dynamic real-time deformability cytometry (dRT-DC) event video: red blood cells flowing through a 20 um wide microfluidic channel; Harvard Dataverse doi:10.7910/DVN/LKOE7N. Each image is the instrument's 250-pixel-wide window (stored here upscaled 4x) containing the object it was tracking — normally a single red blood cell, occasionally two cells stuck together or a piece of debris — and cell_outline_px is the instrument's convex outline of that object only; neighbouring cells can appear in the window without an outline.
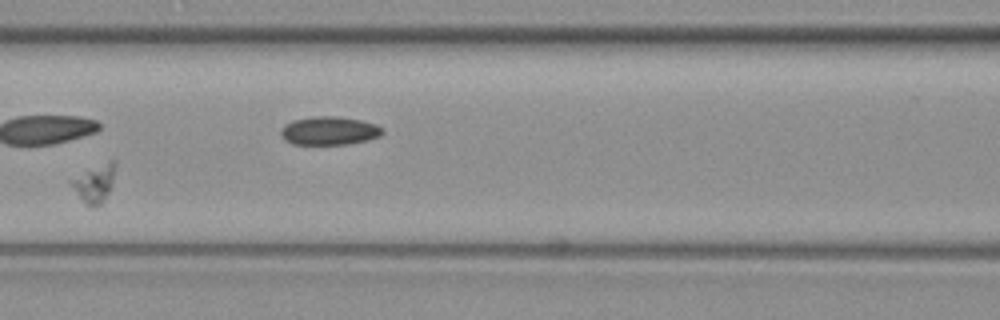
{"species": "common noctule bat (a hibernating species)", "species_latin": "Nyctalus noctula", "temperature_condition": "warm", "stored_images_in_passage": 4, "camera_frame_rate_fps": 3000, "um_per_image_px": 0.085, "animal": {"sex": "female", "body_mass_g": 19.3, "forearm_length_mm": 54.1}, "frame": {"image": 1, "passage_image": 3, "time_ms": 0.667, "image_size_px": [1000, 320], "cell_outline_px": [[116, 164], [112, 184], [104, 200], [96, 208], [92, 208], [84, 204], [68, 180], [112, 156], [116, 160]], "centroid_in_image_um": [8.06, 15.53], "position_along_channel_um": 158.5, "area_um2": 10.06}}
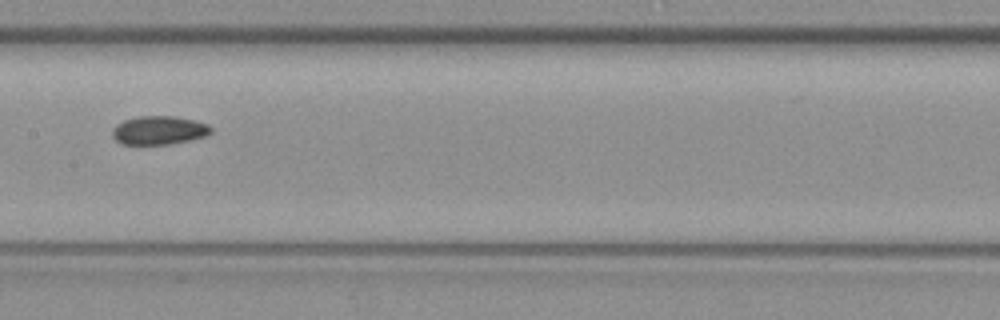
{"frame": {"image": 2, "passage_image": 4, "time_ms": 1.0, "image_size_px": [1000, 320], "cell_outline_px": [[212, 132], [208, 136], [168, 144], [120, 144], [112, 136], [112, 128], [116, 124], [124, 120], [140, 116], [176, 116], [196, 120], [208, 124], [212, 128]], "centroid_in_image_um": [13.53, 11.06], "position_along_channel_um": 193.9, "area_um2": 16.59}}